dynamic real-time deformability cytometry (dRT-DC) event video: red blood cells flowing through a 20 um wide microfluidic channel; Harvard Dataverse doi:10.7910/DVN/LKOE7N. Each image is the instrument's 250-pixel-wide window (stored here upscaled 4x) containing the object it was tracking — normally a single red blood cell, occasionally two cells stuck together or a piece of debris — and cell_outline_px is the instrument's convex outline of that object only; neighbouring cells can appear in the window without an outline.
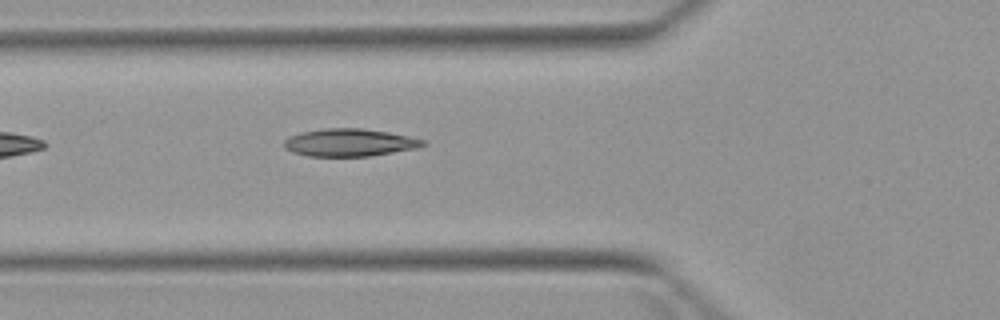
{"species": "Egyptian fruit bat (a non-hibernating species)", "species_latin": "Rousettus aegyptiacus", "temperature_condition": "warm", "stored_images_in_passage": 5, "camera_frame_rate_fps": 3000, "um_per_image_px": 0.085, "animal": {"sex": "female"}, "frame": {"image": 1, "passage_image": 5, "time_ms": 4.667, "image_size_px": [1000, 320], "cell_outline_px": [[428, 144], [420, 148], [368, 156], [308, 156], [292, 152], [284, 148], [284, 140], [288, 136], [300, 132], [324, 128], [364, 128], [388, 132], [428, 140]], "centroid_in_image_um": [29.74, 12.11], "position_along_channel_um": 96.1, "area_um2": 22.66}}